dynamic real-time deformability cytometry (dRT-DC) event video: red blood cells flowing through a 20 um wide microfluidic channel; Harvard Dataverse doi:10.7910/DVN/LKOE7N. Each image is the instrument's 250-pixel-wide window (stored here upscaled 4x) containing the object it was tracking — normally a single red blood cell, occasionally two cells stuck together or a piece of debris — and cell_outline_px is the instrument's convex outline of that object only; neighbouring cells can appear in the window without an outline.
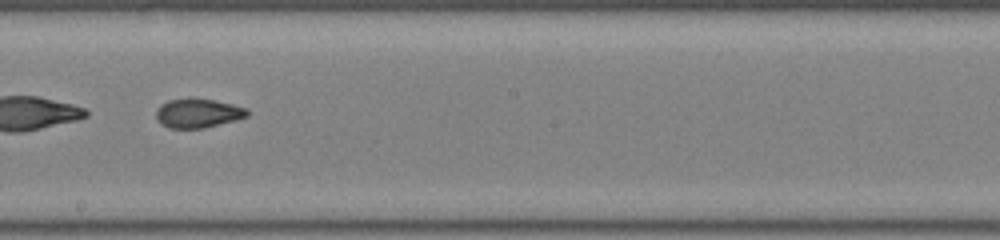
{"species": "common noctule bat (a hibernating species)", "species_latin": "Nyctalus noctula", "temperature_condition": "room temperature", "stored_images_in_passage": 35, "camera_frame_rate_fps": 3000, "um_per_image_px": 0.085, "animal": {"sex": "male", "body_mass_g": 19.0, "forearm_length_mm": 50.8}, "frame": {"image": 1, "passage_image": 16, "time_ms": 5.0, "image_size_px": [1000, 240], "cell_outline_px": [[248, 116], [236, 120], [204, 128], [168, 128], [160, 124], [156, 120], [156, 108], [160, 104], [168, 100], [188, 96], [192, 96], [232, 104], [248, 108]], "centroid_in_image_um": [16.77, 9.6], "position_along_channel_um": 231.4, "area_um2": 15.95}, "authors_computed_cell_mechanics": {"area_um2": 15.895, "velocity_mm_per_s": 4.0102, "shape_relaxation_time_tau1_ms": 4.8243, "shape_relaxation_time_tau2_ms": 1.1646, "deformation_change_tau1": 0.1533, "deformation_change_tau2": 0.0633}}